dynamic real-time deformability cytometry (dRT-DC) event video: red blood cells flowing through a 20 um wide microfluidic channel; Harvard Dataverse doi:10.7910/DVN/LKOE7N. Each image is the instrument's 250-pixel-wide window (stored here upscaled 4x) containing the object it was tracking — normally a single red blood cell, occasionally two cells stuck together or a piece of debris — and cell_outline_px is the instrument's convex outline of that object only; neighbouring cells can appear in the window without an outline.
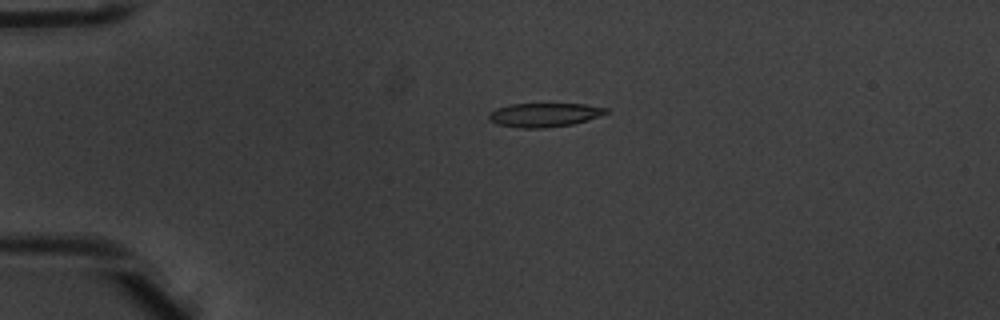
{"species": "common noctule bat (a hibernating species)", "species_latin": "Nyctalus noctula", "temperature_condition": "warm", "stored_images_in_passage": 4, "camera_frame_rate_fps": 3000, "um_per_image_px": 0.085, "animal": {"sex": "male", "body_mass_g": 20.1, "forearm_length_mm": 53.5}, "frame": {"image": 1, "passage_image": 3, "time_ms": 0.667, "image_size_px": [1000, 320], "cell_outline_px": [[608, 112], [600, 116], [588, 120], [572, 124], [544, 128], [520, 128], [496, 124], [488, 120], [488, 116], [496, 108], [512, 104], [584, 104], [608, 108]], "centroid_in_image_um": [46.26, 9.77], "position_along_channel_um": 38.7, "area_um2": 16.3}}